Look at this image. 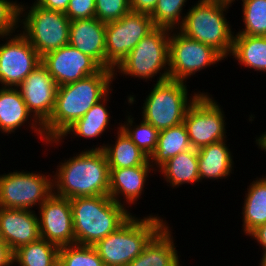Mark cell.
Returning <instances> with one entry per match:
<instances>
[{"label": "cell", "mask_w": 266, "mask_h": 266, "mask_svg": "<svg viewBox=\"0 0 266 266\" xmlns=\"http://www.w3.org/2000/svg\"><path fill=\"white\" fill-rule=\"evenodd\" d=\"M114 72L102 68L98 73L57 88L55 107L49 120L43 125L47 141L59 139L93 105L112 90Z\"/></svg>", "instance_id": "1"}, {"label": "cell", "mask_w": 266, "mask_h": 266, "mask_svg": "<svg viewBox=\"0 0 266 266\" xmlns=\"http://www.w3.org/2000/svg\"><path fill=\"white\" fill-rule=\"evenodd\" d=\"M73 155L52 172L53 193L69 199L109 195L110 170L104 152L85 148Z\"/></svg>", "instance_id": "2"}, {"label": "cell", "mask_w": 266, "mask_h": 266, "mask_svg": "<svg viewBox=\"0 0 266 266\" xmlns=\"http://www.w3.org/2000/svg\"><path fill=\"white\" fill-rule=\"evenodd\" d=\"M75 244L94 246L117 231L133 215L109 195L70 199ZM129 210V211H128Z\"/></svg>", "instance_id": "3"}, {"label": "cell", "mask_w": 266, "mask_h": 266, "mask_svg": "<svg viewBox=\"0 0 266 266\" xmlns=\"http://www.w3.org/2000/svg\"><path fill=\"white\" fill-rule=\"evenodd\" d=\"M232 3V0H198L187 10L178 30L190 39L213 47L225 59L230 57L235 31L226 15Z\"/></svg>", "instance_id": "4"}, {"label": "cell", "mask_w": 266, "mask_h": 266, "mask_svg": "<svg viewBox=\"0 0 266 266\" xmlns=\"http://www.w3.org/2000/svg\"><path fill=\"white\" fill-rule=\"evenodd\" d=\"M156 215H132L117 231L93 247L105 266H127L139 256L150 240L168 223Z\"/></svg>", "instance_id": "5"}, {"label": "cell", "mask_w": 266, "mask_h": 266, "mask_svg": "<svg viewBox=\"0 0 266 266\" xmlns=\"http://www.w3.org/2000/svg\"><path fill=\"white\" fill-rule=\"evenodd\" d=\"M171 30L156 27L145 36L113 70L125 76L148 82L151 78L161 82L169 79V38ZM117 76V77H116Z\"/></svg>", "instance_id": "6"}, {"label": "cell", "mask_w": 266, "mask_h": 266, "mask_svg": "<svg viewBox=\"0 0 266 266\" xmlns=\"http://www.w3.org/2000/svg\"><path fill=\"white\" fill-rule=\"evenodd\" d=\"M186 83L172 79L154 83L140 108L142 120L159 131L183 123L187 110L202 93L199 90L189 96Z\"/></svg>", "instance_id": "7"}, {"label": "cell", "mask_w": 266, "mask_h": 266, "mask_svg": "<svg viewBox=\"0 0 266 266\" xmlns=\"http://www.w3.org/2000/svg\"><path fill=\"white\" fill-rule=\"evenodd\" d=\"M24 4H20L19 31L40 57L69 44L70 19L64 12L42 8L35 2L30 7Z\"/></svg>", "instance_id": "8"}, {"label": "cell", "mask_w": 266, "mask_h": 266, "mask_svg": "<svg viewBox=\"0 0 266 266\" xmlns=\"http://www.w3.org/2000/svg\"><path fill=\"white\" fill-rule=\"evenodd\" d=\"M35 172L14 170L0 174V207L39 208L53 193V175Z\"/></svg>", "instance_id": "9"}, {"label": "cell", "mask_w": 266, "mask_h": 266, "mask_svg": "<svg viewBox=\"0 0 266 266\" xmlns=\"http://www.w3.org/2000/svg\"><path fill=\"white\" fill-rule=\"evenodd\" d=\"M222 60L225 58L213 47L186 37L178 29L171 30L169 79L187 82L191 76Z\"/></svg>", "instance_id": "10"}, {"label": "cell", "mask_w": 266, "mask_h": 266, "mask_svg": "<svg viewBox=\"0 0 266 266\" xmlns=\"http://www.w3.org/2000/svg\"><path fill=\"white\" fill-rule=\"evenodd\" d=\"M213 98L202 91L186 112L183 123L193 149L227 139L224 110Z\"/></svg>", "instance_id": "11"}, {"label": "cell", "mask_w": 266, "mask_h": 266, "mask_svg": "<svg viewBox=\"0 0 266 266\" xmlns=\"http://www.w3.org/2000/svg\"><path fill=\"white\" fill-rule=\"evenodd\" d=\"M149 14L130 11L106 23V69L114 70L130 51L155 29Z\"/></svg>", "instance_id": "12"}, {"label": "cell", "mask_w": 266, "mask_h": 266, "mask_svg": "<svg viewBox=\"0 0 266 266\" xmlns=\"http://www.w3.org/2000/svg\"><path fill=\"white\" fill-rule=\"evenodd\" d=\"M0 86L17 88L41 63V57L27 38L17 32L1 37Z\"/></svg>", "instance_id": "13"}, {"label": "cell", "mask_w": 266, "mask_h": 266, "mask_svg": "<svg viewBox=\"0 0 266 266\" xmlns=\"http://www.w3.org/2000/svg\"><path fill=\"white\" fill-rule=\"evenodd\" d=\"M41 63L58 87L98 73L103 68L94 58L69 44L42 56Z\"/></svg>", "instance_id": "14"}, {"label": "cell", "mask_w": 266, "mask_h": 266, "mask_svg": "<svg viewBox=\"0 0 266 266\" xmlns=\"http://www.w3.org/2000/svg\"><path fill=\"white\" fill-rule=\"evenodd\" d=\"M40 238L59 247L75 244L70 199L52 193L38 208Z\"/></svg>", "instance_id": "15"}, {"label": "cell", "mask_w": 266, "mask_h": 266, "mask_svg": "<svg viewBox=\"0 0 266 266\" xmlns=\"http://www.w3.org/2000/svg\"><path fill=\"white\" fill-rule=\"evenodd\" d=\"M29 112L43 126L55 107L57 84L40 63L17 87Z\"/></svg>", "instance_id": "16"}, {"label": "cell", "mask_w": 266, "mask_h": 266, "mask_svg": "<svg viewBox=\"0 0 266 266\" xmlns=\"http://www.w3.org/2000/svg\"><path fill=\"white\" fill-rule=\"evenodd\" d=\"M0 233L14 252L40 238L38 214L35 210L0 207Z\"/></svg>", "instance_id": "17"}, {"label": "cell", "mask_w": 266, "mask_h": 266, "mask_svg": "<svg viewBox=\"0 0 266 266\" xmlns=\"http://www.w3.org/2000/svg\"><path fill=\"white\" fill-rule=\"evenodd\" d=\"M25 124L43 143L47 142L43 126L29 112L19 89L0 87V133L9 136Z\"/></svg>", "instance_id": "18"}, {"label": "cell", "mask_w": 266, "mask_h": 266, "mask_svg": "<svg viewBox=\"0 0 266 266\" xmlns=\"http://www.w3.org/2000/svg\"><path fill=\"white\" fill-rule=\"evenodd\" d=\"M109 170V196L126 208L132 207L131 204H137L141 195L144 194L147 178L150 177L149 174L151 172L156 173L151 165Z\"/></svg>", "instance_id": "19"}, {"label": "cell", "mask_w": 266, "mask_h": 266, "mask_svg": "<svg viewBox=\"0 0 266 266\" xmlns=\"http://www.w3.org/2000/svg\"><path fill=\"white\" fill-rule=\"evenodd\" d=\"M106 23L96 17L70 21L69 45L94 58L106 68Z\"/></svg>", "instance_id": "20"}, {"label": "cell", "mask_w": 266, "mask_h": 266, "mask_svg": "<svg viewBox=\"0 0 266 266\" xmlns=\"http://www.w3.org/2000/svg\"><path fill=\"white\" fill-rule=\"evenodd\" d=\"M110 91L102 100L93 105L91 109L79 120H77L72 126H70L59 139H53L47 141L45 144H49L52 147L59 146L64 143V139L70 135L80 137L84 139H95L104 135L111 122L110 112L107 107L108 101L110 102ZM110 95V96H109ZM70 134V135H68ZM55 143V144H54ZM61 143V144H60ZM59 144V145H58Z\"/></svg>", "instance_id": "21"}, {"label": "cell", "mask_w": 266, "mask_h": 266, "mask_svg": "<svg viewBox=\"0 0 266 266\" xmlns=\"http://www.w3.org/2000/svg\"><path fill=\"white\" fill-rule=\"evenodd\" d=\"M169 225L167 223L127 266H182Z\"/></svg>", "instance_id": "22"}, {"label": "cell", "mask_w": 266, "mask_h": 266, "mask_svg": "<svg viewBox=\"0 0 266 266\" xmlns=\"http://www.w3.org/2000/svg\"><path fill=\"white\" fill-rule=\"evenodd\" d=\"M226 143L224 139L197 150L200 182L226 179L234 173V156Z\"/></svg>", "instance_id": "23"}, {"label": "cell", "mask_w": 266, "mask_h": 266, "mask_svg": "<svg viewBox=\"0 0 266 266\" xmlns=\"http://www.w3.org/2000/svg\"><path fill=\"white\" fill-rule=\"evenodd\" d=\"M116 141L114 144L103 143L93 145L89 149H101L107 159L109 169L128 168L141 165H151L149 157L141 151L117 125ZM96 146V147H95Z\"/></svg>", "instance_id": "24"}, {"label": "cell", "mask_w": 266, "mask_h": 266, "mask_svg": "<svg viewBox=\"0 0 266 266\" xmlns=\"http://www.w3.org/2000/svg\"><path fill=\"white\" fill-rule=\"evenodd\" d=\"M156 172H160L167 182V186L177 189L183 184H196L200 182L198 172V155L196 149H189L180 152L175 157L170 158Z\"/></svg>", "instance_id": "25"}, {"label": "cell", "mask_w": 266, "mask_h": 266, "mask_svg": "<svg viewBox=\"0 0 266 266\" xmlns=\"http://www.w3.org/2000/svg\"><path fill=\"white\" fill-rule=\"evenodd\" d=\"M242 207V230L249 235L258 226L266 224V174L255 178L245 191Z\"/></svg>", "instance_id": "26"}, {"label": "cell", "mask_w": 266, "mask_h": 266, "mask_svg": "<svg viewBox=\"0 0 266 266\" xmlns=\"http://www.w3.org/2000/svg\"><path fill=\"white\" fill-rule=\"evenodd\" d=\"M230 57L238 65L266 73V36L234 35Z\"/></svg>", "instance_id": "27"}, {"label": "cell", "mask_w": 266, "mask_h": 266, "mask_svg": "<svg viewBox=\"0 0 266 266\" xmlns=\"http://www.w3.org/2000/svg\"><path fill=\"white\" fill-rule=\"evenodd\" d=\"M191 148L184 123L160 130L156 150L149 158L150 164L157 171L170 158Z\"/></svg>", "instance_id": "28"}, {"label": "cell", "mask_w": 266, "mask_h": 266, "mask_svg": "<svg viewBox=\"0 0 266 266\" xmlns=\"http://www.w3.org/2000/svg\"><path fill=\"white\" fill-rule=\"evenodd\" d=\"M59 249V246L39 238L15 250L13 264L18 266H58Z\"/></svg>", "instance_id": "29"}, {"label": "cell", "mask_w": 266, "mask_h": 266, "mask_svg": "<svg viewBox=\"0 0 266 266\" xmlns=\"http://www.w3.org/2000/svg\"><path fill=\"white\" fill-rule=\"evenodd\" d=\"M128 113L127 111L128 116H125L126 121L124 123L119 122L118 124H121L120 128L131 141L150 158L157 147L159 130L141 119H139L140 123L136 125L134 122L135 118Z\"/></svg>", "instance_id": "30"}, {"label": "cell", "mask_w": 266, "mask_h": 266, "mask_svg": "<svg viewBox=\"0 0 266 266\" xmlns=\"http://www.w3.org/2000/svg\"><path fill=\"white\" fill-rule=\"evenodd\" d=\"M242 2L241 17L244 28L239 29L234 35L266 36V0H242Z\"/></svg>", "instance_id": "31"}, {"label": "cell", "mask_w": 266, "mask_h": 266, "mask_svg": "<svg viewBox=\"0 0 266 266\" xmlns=\"http://www.w3.org/2000/svg\"><path fill=\"white\" fill-rule=\"evenodd\" d=\"M188 0H158L150 14L155 27L177 30L184 22L185 8Z\"/></svg>", "instance_id": "32"}, {"label": "cell", "mask_w": 266, "mask_h": 266, "mask_svg": "<svg viewBox=\"0 0 266 266\" xmlns=\"http://www.w3.org/2000/svg\"><path fill=\"white\" fill-rule=\"evenodd\" d=\"M59 266H105L93 246L71 244L59 249Z\"/></svg>", "instance_id": "33"}, {"label": "cell", "mask_w": 266, "mask_h": 266, "mask_svg": "<svg viewBox=\"0 0 266 266\" xmlns=\"http://www.w3.org/2000/svg\"><path fill=\"white\" fill-rule=\"evenodd\" d=\"M130 11V0H95V17L104 23L118 21Z\"/></svg>", "instance_id": "34"}, {"label": "cell", "mask_w": 266, "mask_h": 266, "mask_svg": "<svg viewBox=\"0 0 266 266\" xmlns=\"http://www.w3.org/2000/svg\"><path fill=\"white\" fill-rule=\"evenodd\" d=\"M20 3L17 0H0V40L19 31Z\"/></svg>", "instance_id": "35"}, {"label": "cell", "mask_w": 266, "mask_h": 266, "mask_svg": "<svg viewBox=\"0 0 266 266\" xmlns=\"http://www.w3.org/2000/svg\"><path fill=\"white\" fill-rule=\"evenodd\" d=\"M65 15L72 20L95 17V0H70Z\"/></svg>", "instance_id": "36"}, {"label": "cell", "mask_w": 266, "mask_h": 266, "mask_svg": "<svg viewBox=\"0 0 266 266\" xmlns=\"http://www.w3.org/2000/svg\"><path fill=\"white\" fill-rule=\"evenodd\" d=\"M158 0H130L131 11L151 14Z\"/></svg>", "instance_id": "37"}, {"label": "cell", "mask_w": 266, "mask_h": 266, "mask_svg": "<svg viewBox=\"0 0 266 266\" xmlns=\"http://www.w3.org/2000/svg\"><path fill=\"white\" fill-rule=\"evenodd\" d=\"M35 3L45 9L66 12L70 0H34Z\"/></svg>", "instance_id": "38"}, {"label": "cell", "mask_w": 266, "mask_h": 266, "mask_svg": "<svg viewBox=\"0 0 266 266\" xmlns=\"http://www.w3.org/2000/svg\"><path fill=\"white\" fill-rule=\"evenodd\" d=\"M252 239L256 240L259 247H262V250H266V224L258 226L253 230L249 235Z\"/></svg>", "instance_id": "39"}, {"label": "cell", "mask_w": 266, "mask_h": 266, "mask_svg": "<svg viewBox=\"0 0 266 266\" xmlns=\"http://www.w3.org/2000/svg\"><path fill=\"white\" fill-rule=\"evenodd\" d=\"M13 265V252L5 242H0V266Z\"/></svg>", "instance_id": "40"}, {"label": "cell", "mask_w": 266, "mask_h": 266, "mask_svg": "<svg viewBox=\"0 0 266 266\" xmlns=\"http://www.w3.org/2000/svg\"><path fill=\"white\" fill-rule=\"evenodd\" d=\"M255 139H256L255 143L258 146V149H261L264 152H266V131L263 132L260 136L259 135L258 137L256 136Z\"/></svg>", "instance_id": "41"}, {"label": "cell", "mask_w": 266, "mask_h": 266, "mask_svg": "<svg viewBox=\"0 0 266 266\" xmlns=\"http://www.w3.org/2000/svg\"><path fill=\"white\" fill-rule=\"evenodd\" d=\"M262 258L259 260L260 263H259V266H266V250H262Z\"/></svg>", "instance_id": "42"}, {"label": "cell", "mask_w": 266, "mask_h": 266, "mask_svg": "<svg viewBox=\"0 0 266 266\" xmlns=\"http://www.w3.org/2000/svg\"><path fill=\"white\" fill-rule=\"evenodd\" d=\"M0 242H4V241L2 240V238H1V233H0Z\"/></svg>", "instance_id": "43"}]
</instances>
